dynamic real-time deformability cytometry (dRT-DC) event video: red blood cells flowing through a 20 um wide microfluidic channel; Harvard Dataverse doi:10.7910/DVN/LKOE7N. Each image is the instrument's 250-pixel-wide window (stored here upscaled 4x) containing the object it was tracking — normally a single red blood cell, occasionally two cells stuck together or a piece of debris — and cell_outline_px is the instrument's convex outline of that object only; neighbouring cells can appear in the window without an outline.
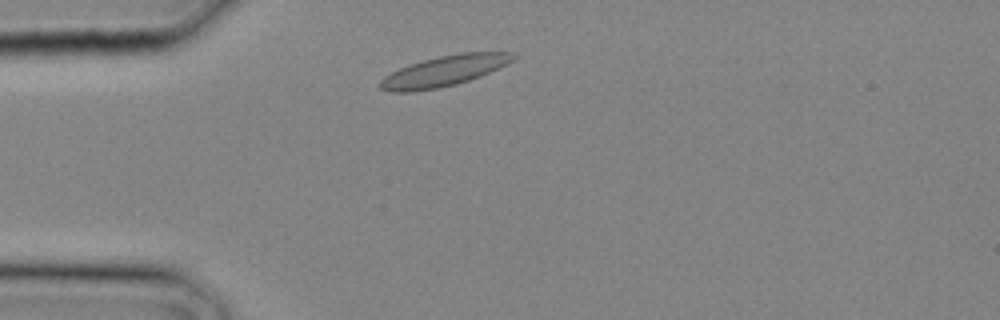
{"species": "common noctule bat (a hibernating species)", "species_latin": "Nyctalus noctula", "temperature_condition": "cold", "stored_images_in_passage": 9, "camera_frame_rate_fps": 3000, "um_per_image_px": 0.085, "animal": {"sex": "male", "body_mass_g": 20.4}, "frame": {"image": 1, "passage_image": 2, "time_ms": 0.333, "image_size_px": [1000, 320], "cell_outline_px": [[520, 56], [508, 64], [480, 76], [456, 84], [436, 88], [412, 92], [392, 92], [380, 88], [376, 84], [384, 76], [400, 68], [424, 60], [440, 56], [460, 52], [516, 52]], "centroid_in_image_um": [37.79, 6.03], "position_along_channel_um": 47.2, "area_um2": 23.7}}
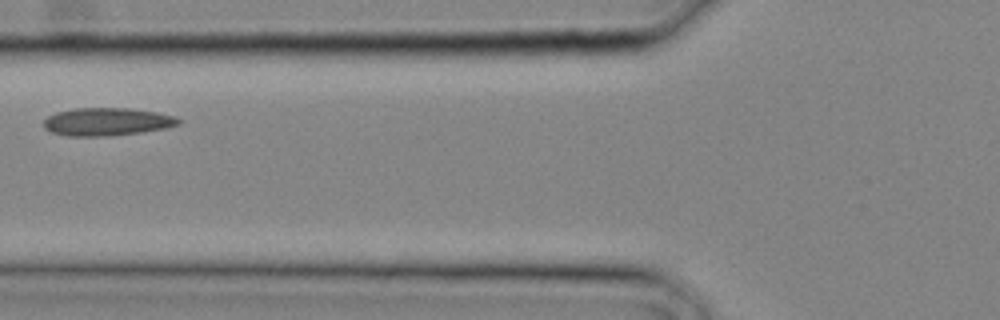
{"frame": {"image": 2, "passage_image": 6, "time_ms": 1.667, "image_size_px": [1000, 320], "cell_outline_px": [[184, 120], [180, 124], [164, 128], [140, 132], [108, 136], [68, 136], [52, 132], [44, 128], [44, 120], [48, 116], [56, 112], [76, 108], [128, 108], [156, 112], [176, 116]], "centroid_in_image_um": [9.11, 10.34], "position_along_channel_um": 116.7, "area_um2": 21.91}}
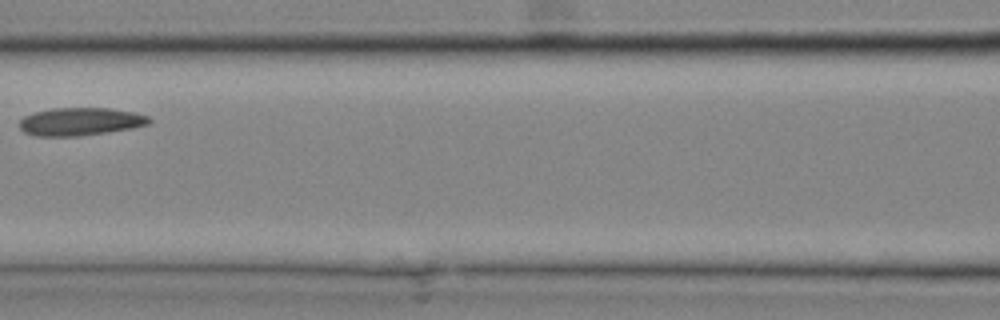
{"frame": {"image": 3, "passage_image": 8, "time_ms": 2.333, "image_size_px": [1000, 320], "cell_outline_px": [[152, 120], [148, 124], [132, 128], [108, 132], [80, 136], [36, 136], [24, 132], [20, 128], [20, 120], [24, 116], [32, 112], [52, 108], [108, 108], [136, 112], [148, 116]], "centroid_in_image_um": [6.82, 10.33], "position_along_channel_um": 159.8, "area_um2": 21.21}}